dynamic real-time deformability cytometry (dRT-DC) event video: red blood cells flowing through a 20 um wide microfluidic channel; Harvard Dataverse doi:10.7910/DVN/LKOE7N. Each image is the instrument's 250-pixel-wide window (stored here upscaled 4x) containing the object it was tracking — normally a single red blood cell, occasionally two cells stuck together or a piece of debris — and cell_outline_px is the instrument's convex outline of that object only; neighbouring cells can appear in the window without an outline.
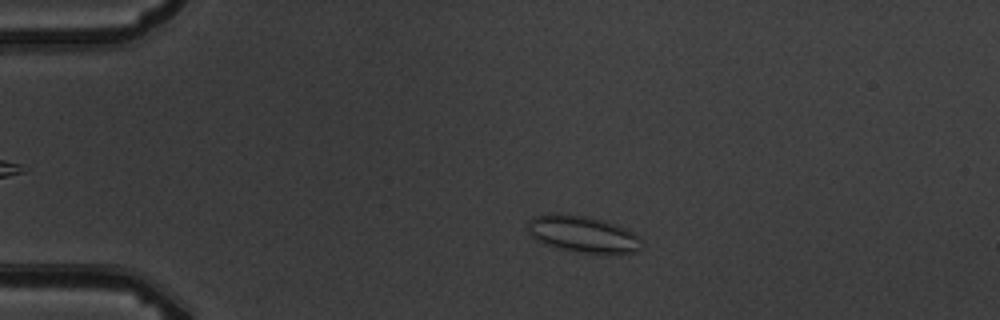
{"species": "common noctule bat (a hibernating species)", "species_latin": "Nyctalus noctula", "temperature_condition": "warm", "stored_images_in_passage": 5, "camera_frame_rate_fps": 3000, "um_per_image_px": 0.085, "animal": {"sex": "male", "body_mass_g": 19.5, "forearm_length_mm": 54.6}, "frame": {"image": 1, "passage_image": 3, "time_ms": 2.333, "image_size_px": [1000, 320], "cell_outline_px": [[644, 244], [640, 248], [632, 252], [576, 252], [544, 244], [536, 240], [528, 232], [528, 220], [532, 216], [556, 212], [560, 212], [584, 216], [600, 220], [624, 228], [640, 236]], "centroid_in_image_um": [49.47, 19.87], "position_along_channel_um": 35.5, "area_um2": 24.04}}
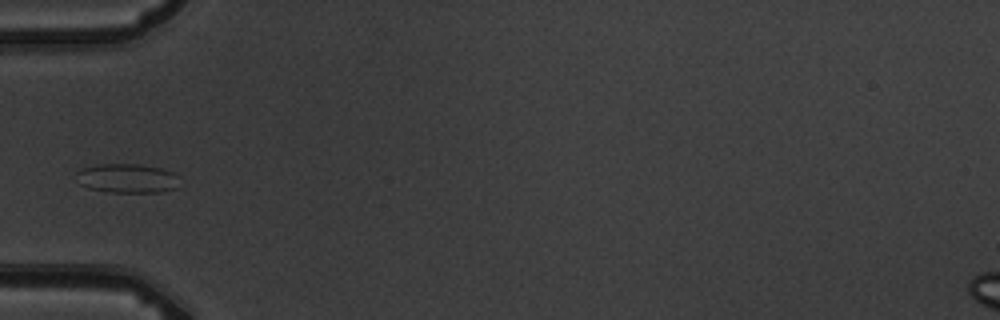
{"frame": {"image": 2, "passage_image": 5, "time_ms": 4.667, "image_size_px": [1000, 320], "cell_outline_px": [[176, 188], [160, 192], [108, 192], [88, 188], [80, 184], [76, 172], [84, 168], [96, 164], [140, 164], [160, 168], [172, 172], [176, 176]], "centroid_in_image_um": [10.77, 15.15], "position_along_channel_um": 74.2, "area_um2": 17.34}}